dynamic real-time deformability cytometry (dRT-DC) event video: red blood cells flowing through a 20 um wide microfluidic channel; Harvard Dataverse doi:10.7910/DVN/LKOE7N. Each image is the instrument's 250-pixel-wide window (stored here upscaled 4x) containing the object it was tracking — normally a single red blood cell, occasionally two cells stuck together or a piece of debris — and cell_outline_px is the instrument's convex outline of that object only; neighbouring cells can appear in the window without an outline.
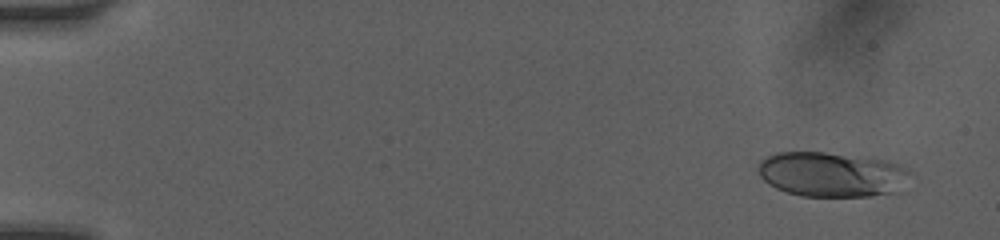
{"species": "human", "species_latin": "Homo sapiens", "temperature_condition": "room temperature", "stored_images_in_passage": 18, "camera_frame_rate_fps": 3000, "um_per_image_px": 0.085, "donor": {"sex": "female"}, "frame": {"image": 1, "passage_image": 2, "time_ms": 1.0, "image_size_px": [1000, 240], "cell_outline_px": [[908, 172], [896, 192], [872, 196], [800, 196], [776, 188], [768, 184], [760, 176], [760, 160], [776, 152], [824, 152], [884, 160], [896, 164]], "centroid_in_image_um": [70.6, 14.83], "position_along_channel_um": 14.4, "area_um2": 38.84}}
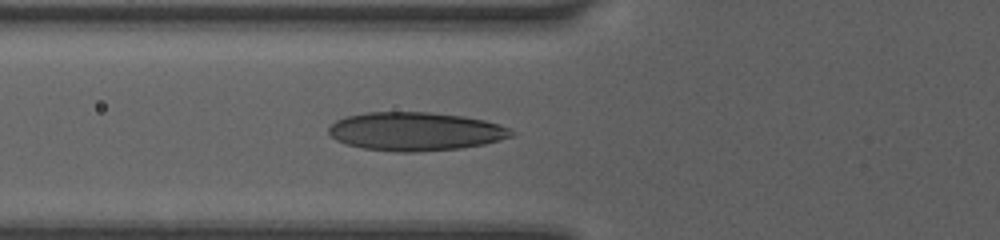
{"frame": {"image": 2, "passage_image": 14, "time_ms": 6.333, "image_size_px": [1000, 240], "cell_outline_px": [[516, 136], [484, 144], [460, 148], [416, 152], [396, 152], [364, 148], [348, 144], [336, 140], [328, 132], [328, 128], [336, 120], [348, 116], [368, 112], [428, 112], [464, 116], [484, 120], [508, 128], [516, 132]], "centroid_in_image_um": [35.34, 11.17], "position_along_channel_um": 90.5, "area_um2": 40.92}}
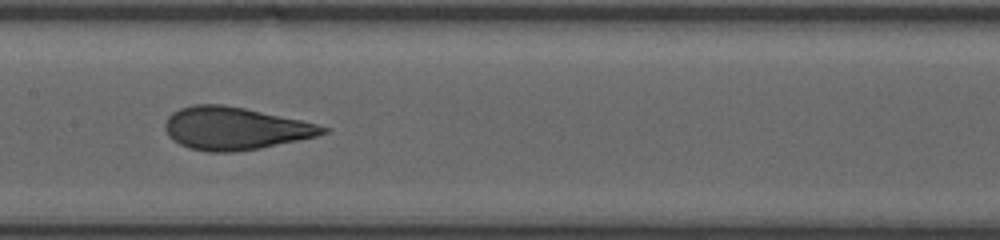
{"frame": {"image": 3, "passage_image": 18, "time_ms": 8.667, "image_size_px": [1000, 240], "cell_outline_px": [[328, 132], [316, 136], [260, 148], [232, 152], [208, 152], [188, 148], [172, 140], [168, 136], [164, 128], [164, 124], [168, 116], [172, 112], [180, 108], [192, 104], [224, 104], [244, 108], [300, 120], [316, 124], [328, 128]], "centroid_in_image_um": [19.9, 10.91], "position_along_channel_um": 187.5, "area_um2": 39.07}}